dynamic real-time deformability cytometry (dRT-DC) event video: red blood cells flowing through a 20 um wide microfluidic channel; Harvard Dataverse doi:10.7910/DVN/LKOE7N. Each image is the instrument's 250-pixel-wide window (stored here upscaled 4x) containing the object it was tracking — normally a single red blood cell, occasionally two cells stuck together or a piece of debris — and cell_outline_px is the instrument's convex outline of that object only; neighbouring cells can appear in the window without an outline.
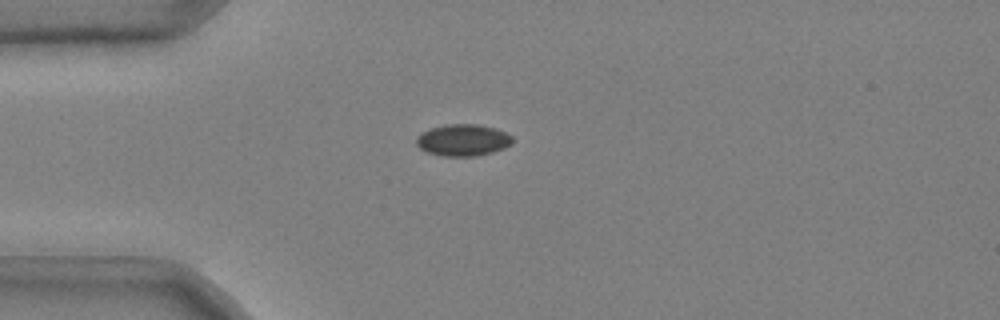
{"species": "common noctule bat (a hibernating species)", "species_latin": "Nyctalus noctula", "temperature_condition": "cold", "stored_images_in_passage": 48, "camera_frame_rate_fps": 3000, "um_per_image_px": 0.085, "animal": {"sex": "male", "body_mass_g": 20.4}, "frame": {"image": 1, "passage_image": 13, "time_ms": 4.0, "image_size_px": [1000, 320], "cell_outline_px": [[512, 144], [504, 148], [492, 152], [476, 156], [444, 156], [428, 152], [420, 148], [416, 144], [416, 136], [420, 132], [444, 124], [476, 124], [496, 128], [512, 136]], "centroid_in_image_um": [39.34, 11.9], "position_along_channel_um": 45.7, "area_um2": 17.8}}
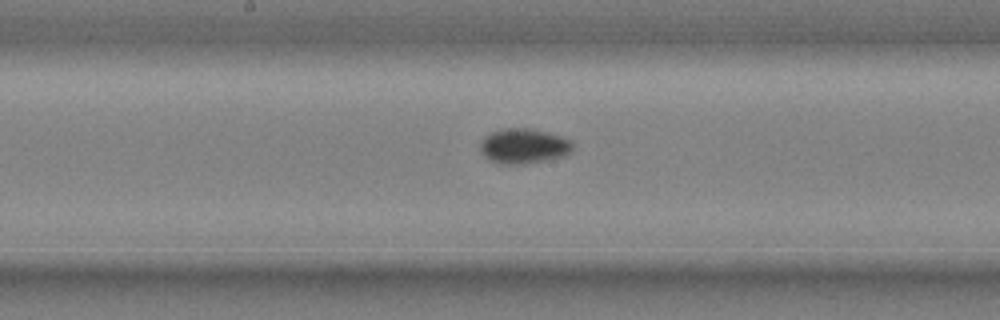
{"frame": {"image": 2, "passage_image": 27, "time_ms": 8.667, "image_size_px": [1000, 320], "cell_outline_px": [[576, 144], [572, 152], [564, 156], [552, 160], [528, 164], [500, 164], [484, 156], [480, 152], [480, 140], [484, 136], [492, 132], [504, 128], [528, 128], [560, 136], [572, 140]], "centroid_in_image_um": [44.56, 12.43], "position_along_channel_um": 203.6, "area_um2": 19.31}}
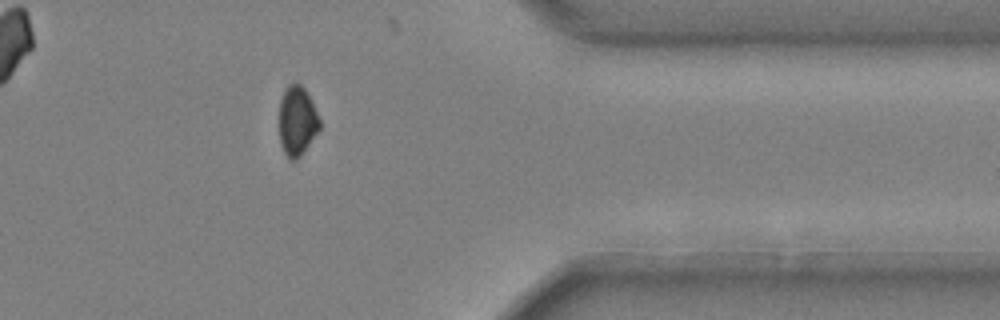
{"frame": {"image": 3, "passage_image": 43, "time_ms": 14.0, "image_size_px": [1000, 320], "cell_outline_px": [[320, 128], [300, 156], [296, 160], [288, 160], [280, 144], [280, 100], [288, 84], [300, 84], [304, 88], [320, 120]], "centroid_in_image_um": [25.24, 10.31], "position_along_channel_um": 386.2, "area_um2": 16.01}, "authors_computed_cell_mechanics": {"area_um2": 17.629, "velocity_mm_per_s": 3.7184, "shape_relaxation_time_tau1_ms": 1.8216, "shape_relaxation_time_tau2_ms": null, "deformation_change_tau1": 0.0698, "deformation_change_tau2": null}}